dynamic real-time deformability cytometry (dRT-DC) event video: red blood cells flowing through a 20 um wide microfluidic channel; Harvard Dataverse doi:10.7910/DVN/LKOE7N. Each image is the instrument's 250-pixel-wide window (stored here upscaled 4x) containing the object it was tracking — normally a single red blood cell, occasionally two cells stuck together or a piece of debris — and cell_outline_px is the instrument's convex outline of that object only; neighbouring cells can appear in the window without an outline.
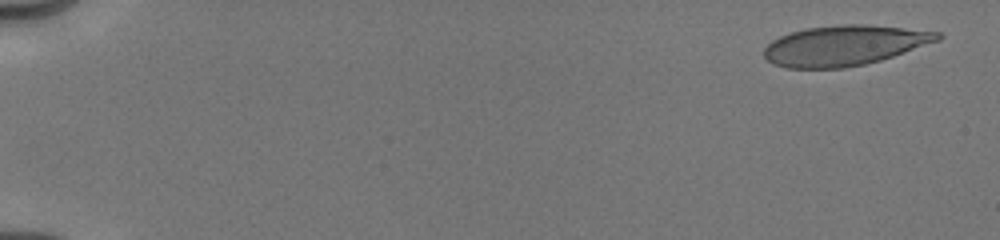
{"species": "human", "species_latin": "Homo sapiens", "temperature_condition": "cold", "stored_images_in_passage": 9, "camera_frame_rate_fps": 3000, "um_per_image_px": 0.085, "donor": {"sex": "male"}, "frame": {"image": 1, "passage_image": 1, "time_ms": 0.0, "image_size_px": [1000, 240], "cell_outline_px": [[944, 36], [940, 40], [880, 60], [864, 64], [844, 68], [788, 68], [772, 64], [764, 56], [764, 48], [772, 40], [780, 36], [804, 28], [840, 24], [864, 24], [940, 32]], "centroid_in_image_um": [71.75, 3.86], "position_along_channel_um": 13.2, "area_um2": 40.52}}
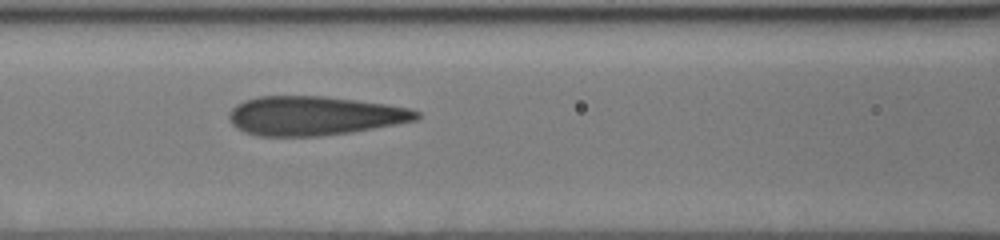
{"frame": {"image": 2, "passage_image": 7, "time_ms": 7.333, "image_size_px": [1000, 240], "cell_outline_px": [[420, 116], [416, 120], [396, 124], [352, 132], [320, 136], [260, 136], [244, 132], [236, 128], [228, 120], [228, 112], [236, 104], [244, 100], [256, 96], [324, 96], [388, 104], [408, 108], [420, 112]], "centroid_in_image_um": [26.67, 9.84], "position_along_channel_um": 139.9, "area_um2": 42.95}}
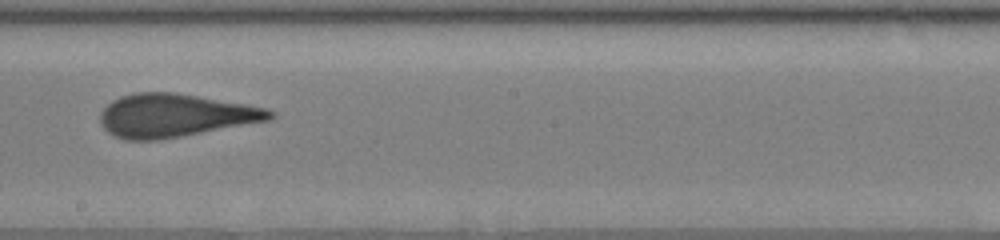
{"frame": {"image": 3, "passage_image": 9, "time_ms": 9.667, "image_size_px": [1000, 240], "cell_outline_px": [[276, 116], [272, 120], [180, 136], [156, 140], [124, 140], [108, 132], [100, 124], [100, 112], [112, 100], [120, 96], [132, 92], [172, 92], [268, 108], [276, 112]], "centroid_in_image_um": [14.87, 9.81], "position_along_channel_um": 233.3, "area_um2": 42.6}}